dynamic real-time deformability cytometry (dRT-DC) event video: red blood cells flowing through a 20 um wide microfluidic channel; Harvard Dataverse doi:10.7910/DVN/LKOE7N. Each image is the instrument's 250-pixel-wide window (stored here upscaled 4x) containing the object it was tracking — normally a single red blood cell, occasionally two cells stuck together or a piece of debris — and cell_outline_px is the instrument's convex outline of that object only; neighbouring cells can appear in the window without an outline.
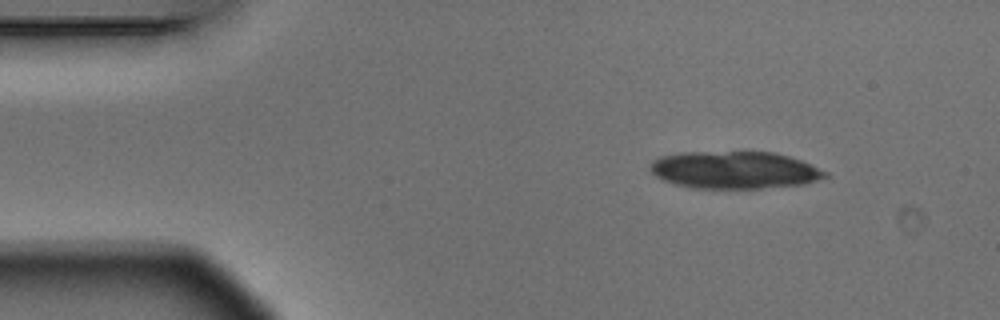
{"species": "Egyptian fruit bat (a non-hibernating species)", "species_latin": "Rousettus aegyptiacus", "temperature_condition": "warm", "stored_images_in_passage": 3, "camera_frame_rate_fps": 3000, "um_per_image_px": 0.085, "animal": {"sex": "male"}, "frame": {"image": 1, "passage_image": 1, "time_ms": 0.0, "image_size_px": [1000, 320], "cell_outline_px": [[828, 176], [804, 184], [760, 188], [696, 188], [676, 184], [664, 180], [656, 176], [648, 168], [652, 160], [660, 156], [680, 152], [772, 152], [788, 156], [812, 164], [828, 172]], "centroid_in_image_um": [62.42, 14.44], "position_along_channel_um": 22.6, "area_um2": 38.03}}